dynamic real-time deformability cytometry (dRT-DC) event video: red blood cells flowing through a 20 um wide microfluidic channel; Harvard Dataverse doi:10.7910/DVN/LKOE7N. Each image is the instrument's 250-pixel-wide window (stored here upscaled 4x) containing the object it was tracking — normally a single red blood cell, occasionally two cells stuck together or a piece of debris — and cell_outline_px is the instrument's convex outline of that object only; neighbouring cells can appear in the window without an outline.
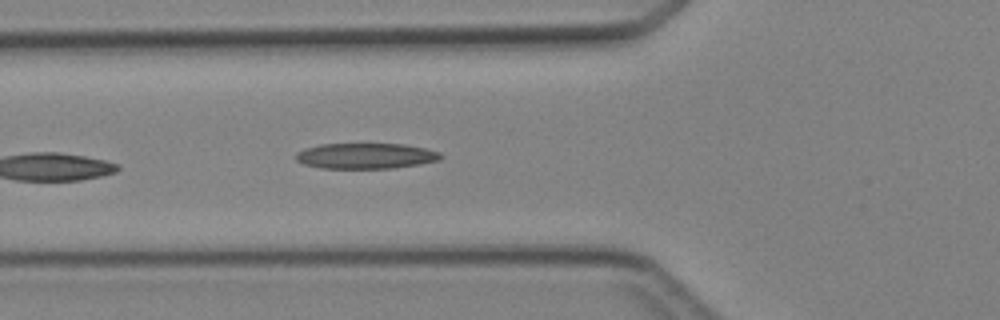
{"species": "Egyptian fruit bat (a non-hibernating species)", "species_latin": "Rousettus aegyptiacus", "temperature_condition": "cold", "stored_images_in_passage": 6, "camera_frame_rate_fps": 3000, "um_per_image_px": 0.085, "animal": {"sex": "female"}, "frame": {"image": 1, "passage_image": 6, "time_ms": 6.0, "image_size_px": [1000, 320], "cell_outline_px": [[444, 156], [440, 160], [420, 164], [392, 168], [320, 168], [304, 164], [296, 160], [296, 152], [304, 148], [320, 144], [404, 144], [428, 148], [440, 152]], "centroid_in_image_um": [31.12, 13.25], "position_along_channel_um": 94.7, "area_um2": 21.79}}